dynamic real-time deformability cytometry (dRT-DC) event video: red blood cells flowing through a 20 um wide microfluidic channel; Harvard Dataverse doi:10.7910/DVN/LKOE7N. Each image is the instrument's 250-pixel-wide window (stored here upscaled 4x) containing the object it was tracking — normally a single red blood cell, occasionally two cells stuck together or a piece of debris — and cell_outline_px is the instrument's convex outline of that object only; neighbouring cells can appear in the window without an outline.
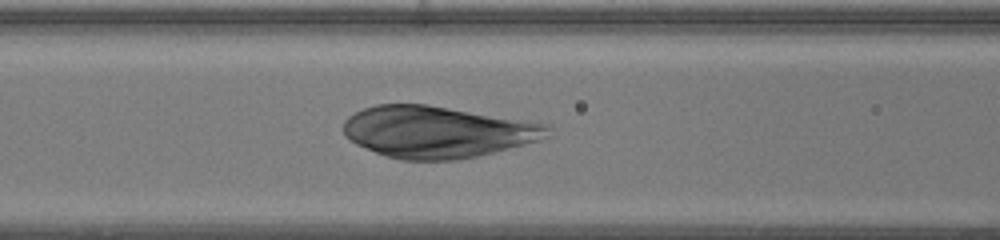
{"species": "human", "species_latin": "Homo sapiens", "temperature_condition": "warm", "stored_images_in_passage": 40, "camera_frame_rate_fps": 3000, "um_per_image_px": 0.085, "donor": {"sex": "female"}, "frame": {"image": 1, "passage_image": 12, "time_ms": 3.667, "image_size_px": [1000, 240], "cell_outline_px": [[552, 136], [540, 140], [496, 152], [456, 160], [400, 160], [384, 156], [356, 144], [344, 136], [344, 120], [348, 116], [364, 108], [376, 104], [428, 104], [548, 124]], "centroid_in_image_um": [37.17, 11.21], "position_along_channel_um": 129.4, "area_um2": 61.73}}